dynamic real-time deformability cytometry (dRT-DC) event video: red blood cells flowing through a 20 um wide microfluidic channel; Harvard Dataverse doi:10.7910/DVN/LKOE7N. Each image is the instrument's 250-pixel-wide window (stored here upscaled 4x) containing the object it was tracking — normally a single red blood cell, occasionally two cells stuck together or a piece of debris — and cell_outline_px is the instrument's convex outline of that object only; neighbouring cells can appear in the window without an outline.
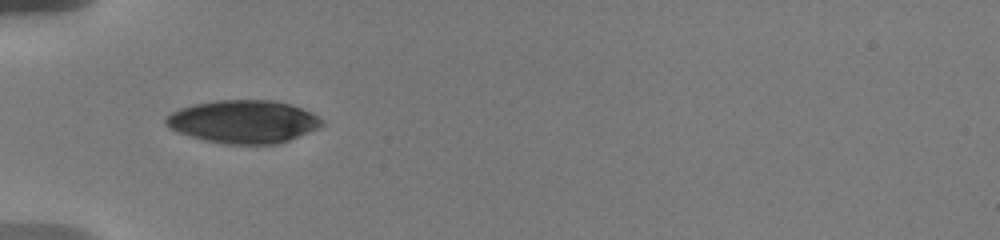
{"species": "human", "species_latin": "Homo sapiens", "temperature_condition": "warm", "stored_images_in_passage": 43, "camera_frame_rate_fps": 3000, "um_per_image_px": 0.085, "donor": {"sex": "male"}, "frame": {"image": 1, "passage_image": 1, "time_ms": 0.0, "image_size_px": [1000, 240], "cell_outline_px": [[324, 124], [320, 128], [280, 144], [224, 144], [204, 140], [176, 132], [168, 128], [164, 124], [164, 120], [172, 112], [180, 108], [192, 104], [216, 100], [272, 100], [292, 104], [312, 112], [324, 120]], "centroid_in_image_um": [20.71, 10.34], "position_along_channel_um": 64.3, "area_um2": 39.59}}
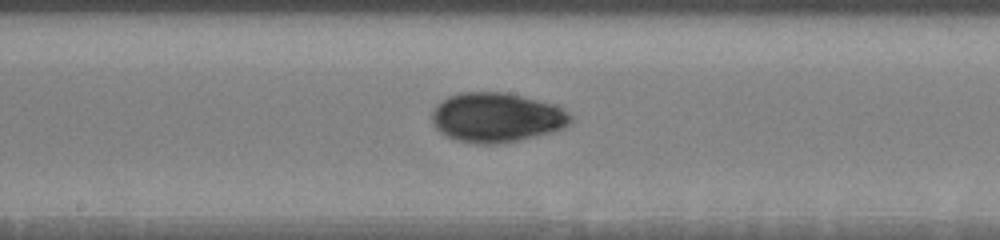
{"frame": {"image": 2, "passage_image": 23, "time_ms": 4.0, "image_size_px": [1000, 240], "cell_outline_px": [[572, 120], [564, 128], [516, 140], [484, 144], [456, 140], [440, 132], [432, 124], [432, 108], [440, 100], [448, 96], [460, 92], [508, 92], [556, 104], [568, 112], [572, 116]], "centroid_in_image_um": [42.18, 9.94], "position_along_channel_um": 206.0, "area_um2": 39.94}}
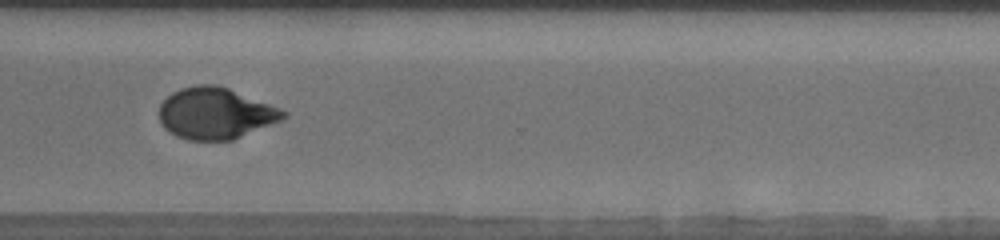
{"frame": {"image": 3, "passage_image": 42, "time_ms": 8.0, "image_size_px": [1000, 240], "cell_outline_px": [[288, 116], [280, 120], [232, 140], [188, 140], [164, 128], [160, 120], [160, 104], [172, 92], [180, 88], [196, 84], [216, 84], [228, 88], [280, 108], [288, 112]], "centroid_in_image_um": [18.31, 9.62], "position_along_channel_um": 352.3, "area_um2": 36.82}}